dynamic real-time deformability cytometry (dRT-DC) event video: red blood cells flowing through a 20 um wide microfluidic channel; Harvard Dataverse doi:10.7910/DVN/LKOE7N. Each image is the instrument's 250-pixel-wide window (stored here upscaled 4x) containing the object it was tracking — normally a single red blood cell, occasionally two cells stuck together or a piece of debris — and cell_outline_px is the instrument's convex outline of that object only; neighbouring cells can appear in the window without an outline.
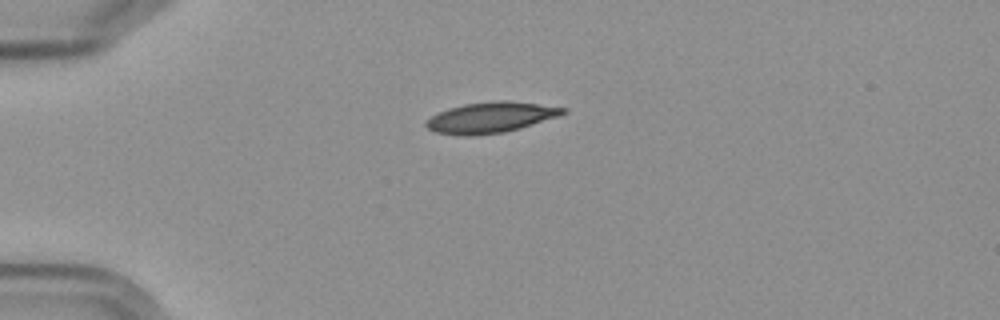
{"species": "Egyptian fruit bat (a non-hibernating species)", "species_latin": "Rousettus aegyptiacus", "temperature_condition": "cold", "stored_images_in_passage": 3, "camera_frame_rate_fps": 3000, "um_per_image_px": 0.085, "frame": {"image": 1, "passage_image": 3, "time_ms": 2.667, "image_size_px": [1000, 320], "cell_outline_px": [[568, 112], [520, 128], [500, 132], [464, 136], [436, 132], [428, 128], [424, 124], [424, 120], [448, 108], [464, 104], [492, 100], [508, 100], [568, 108]], "centroid_in_image_um": [41.68, 9.96], "position_along_channel_um": 43.3, "area_um2": 24.22}}